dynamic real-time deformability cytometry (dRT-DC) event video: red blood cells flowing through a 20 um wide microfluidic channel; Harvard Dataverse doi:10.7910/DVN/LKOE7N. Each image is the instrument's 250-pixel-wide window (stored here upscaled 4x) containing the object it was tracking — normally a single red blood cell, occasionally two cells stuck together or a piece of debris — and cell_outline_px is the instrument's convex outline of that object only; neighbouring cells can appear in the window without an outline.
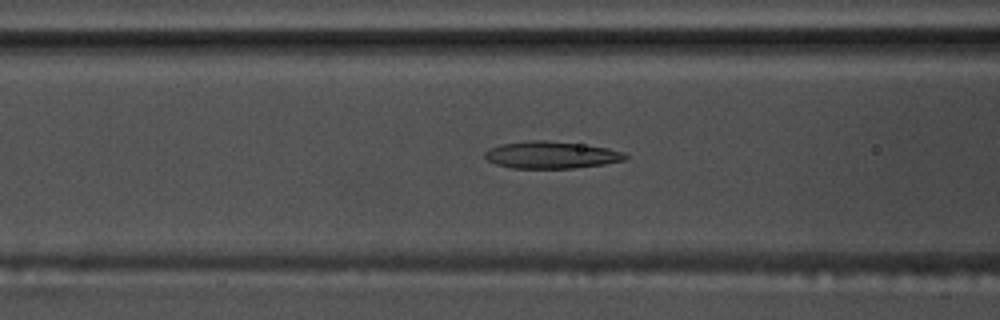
{"species": "common noctule bat (a hibernating species)", "species_latin": "Nyctalus noctula", "temperature_condition": "warm", "stored_images_in_passage": 42, "camera_frame_rate_fps": 3000, "um_per_image_px": 0.085, "animal": {"sex": "male", "body_mass_g": 17.5, "forearm_length_mm": 52.3}, "frame": {"image": 1, "passage_image": 19, "time_ms": 6.0, "image_size_px": [1000, 320], "cell_outline_px": [[628, 156], [624, 160], [604, 164], [572, 168], [512, 168], [496, 164], [488, 160], [484, 156], [484, 152], [500, 144], [532, 140], [544, 140], [608, 148], [624, 152]], "centroid_in_image_um": [46.84, 13.17], "position_along_channel_um": 119.8, "area_um2": 21.85}}
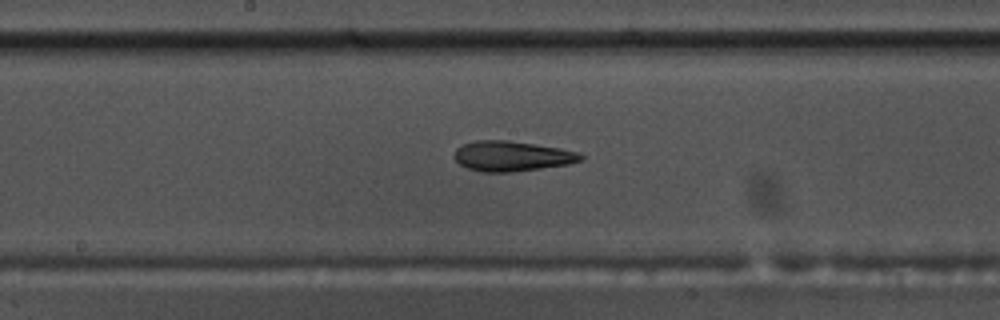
{"frame": {"image": 2, "passage_image": 26, "time_ms": 8.333, "image_size_px": [1000, 320], "cell_outline_px": [[584, 160], [568, 164], [512, 172], [484, 172], [468, 168], [460, 164], [452, 156], [456, 148], [464, 144], [476, 140], [508, 140], [536, 144], [560, 148], [576, 152], [584, 156]], "centroid_in_image_um": [43.5, 13.26], "position_along_channel_um": 204.7, "area_um2": 22.2}}
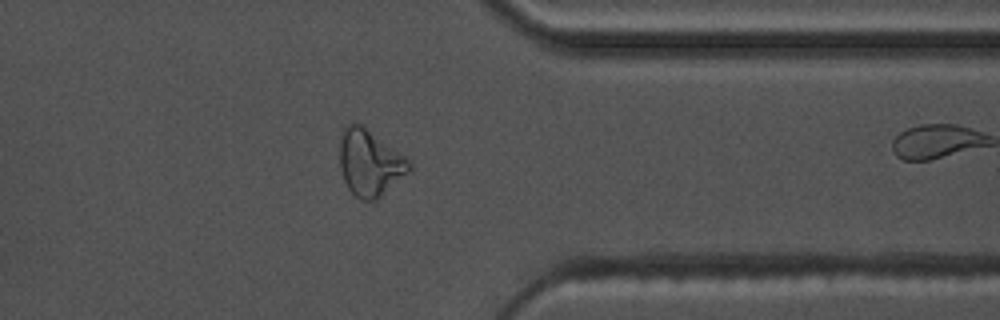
{"frame": {"image": 3, "passage_image": 41, "time_ms": 13.333, "image_size_px": [1000, 320], "cell_outline_px": [[412, 172], [376, 200], [360, 200], [348, 188], [344, 180], [340, 168], [340, 140], [344, 128], [348, 124], [360, 124], [404, 156], [412, 164]], "centroid_in_image_um": [31.46, 13.89], "position_along_channel_um": 379.9, "area_um2": 26.65}}